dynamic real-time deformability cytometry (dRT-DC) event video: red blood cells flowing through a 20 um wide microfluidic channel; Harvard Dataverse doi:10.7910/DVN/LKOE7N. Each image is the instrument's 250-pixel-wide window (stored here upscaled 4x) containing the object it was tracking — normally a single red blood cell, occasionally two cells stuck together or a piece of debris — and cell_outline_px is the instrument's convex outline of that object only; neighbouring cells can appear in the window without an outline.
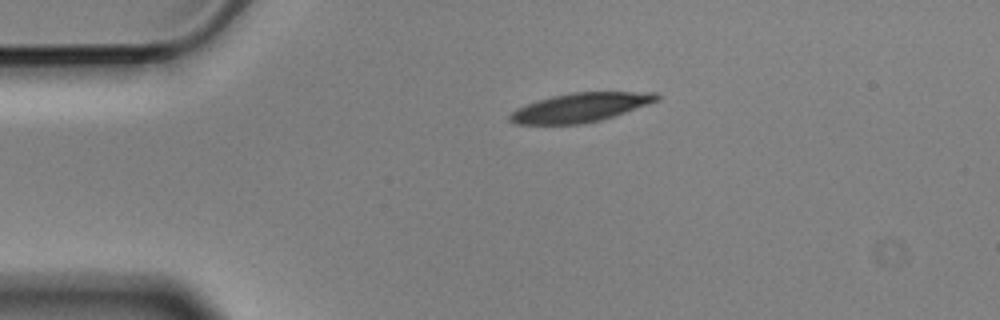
{"species": "Egyptian fruit bat (a non-hibernating species)", "species_latin": "Rousettus aegyptiacus", "temperature_condition": "cold", "stored_images_in_passage": 2, "camera_frame_rate_fps": 3000, "um_per_image_px": 0.085, "animal": {"sex": "male"}, "frame": {"image": 1, "passage_image": 1, "time_ms": 0.0, "image_size_px": [1000, 320], "cell_outline_px": [[660, 100], [600, 120], [580, 124], [516, 124], [508, 120], [508, 116], [516, 108], [536, 100], [552, 96], [572, 92], [656, 92], [660, 96]], "centroid_in_image_um": [49.3, 9.13], "position_along_channel_um": 35.7, "area_um2": 24.74}}